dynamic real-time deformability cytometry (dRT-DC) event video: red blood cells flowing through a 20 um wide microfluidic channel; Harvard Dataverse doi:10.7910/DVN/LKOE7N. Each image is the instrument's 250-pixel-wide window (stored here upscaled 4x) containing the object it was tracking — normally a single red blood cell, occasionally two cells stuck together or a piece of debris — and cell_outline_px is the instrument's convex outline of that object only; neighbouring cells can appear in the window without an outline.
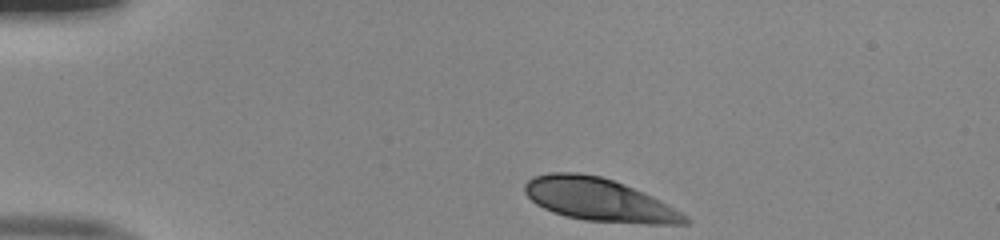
{"species": "human", "species_latin": "Homo sapiens", "temperature_condition": "room temperature", "stored_images_in_passage": 42, "camera_frame_rate_fps": 3000, "um_per_image_px": 0.085, "donor": {"sex": "male"}, "frame": {"image": 1, "passage_image": 1, "time_ms": 0.0, "image_size_px": [1000, 240], "cell_outline_px": [[692, 220], [688, 224], [644, 224], [584, 220], [552, 212], [536, 204], [524, 192], [524, 184], [528, 180], [536, 176], [548, 172], [576, 172], [600, 176], [624, 184], [644, 192], [684, 212]], "centroid_in_image_um": [50.97, 16.99], "position_along_channel_um": 34.0, "area_um2": 40.17}}
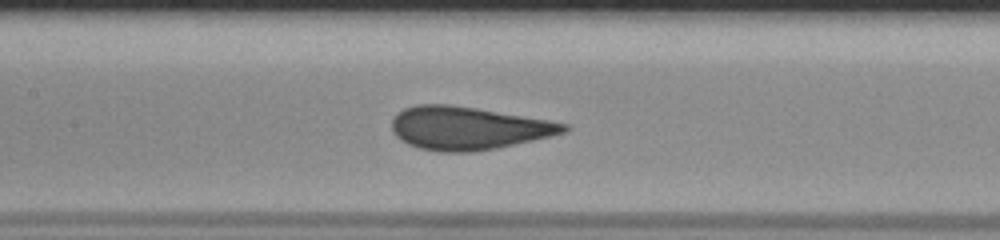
{"frame": {"image": 2, "passage_image": 16, "time_ms": 5.0, "image_size_px": [1000, 240], "cell_outline_px": [[568, 132], [496, 148], [472, 152], [440, 152], [420, 148], [408, 144], [400, 140], [392, 132], [392, 120], [404, 108], [416, 104], [448, 104], [476, 108], [548, 120], [568, 124]], "centroid_in_image_um": [39.76, 10.89], "position_along_channel_um": 167.6, "area_um2": 42.89}}
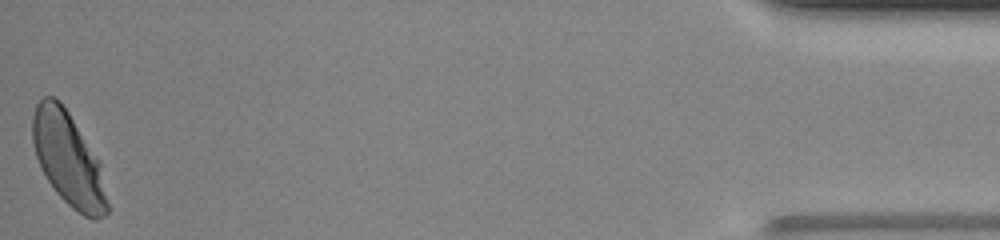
{"frame": {"image": 3, "passage_image": 42, "time_ms": 13.667, "image_size_px": [1000, 240], "cell_outline_px": [[108, 212], [104, 216], [96, 220], [92, 220], [84, 216], [72, 208], [56, 192], [48, 180], [36, 156], [32, 140], [32, 116], [36, 104], [44, 96], [52, 96], [60, 100], [100, 160], [108, 204]], "centroid_in_image_um": [5.81, 13.53], "position_along_channel_um": 429.4, "area_um2": 40.58}, "authors_computed_cell_mechanics": {"area_um2": 42.7431, "velocity_mm_per_s": 4.0008, "shape_relaxation_time_tau1_ms": 4.9433, "shape_relaxation_time_tau2_ms": null, "deformation_change_tau1": 0.1616, "deformation_change_tau2": null}}